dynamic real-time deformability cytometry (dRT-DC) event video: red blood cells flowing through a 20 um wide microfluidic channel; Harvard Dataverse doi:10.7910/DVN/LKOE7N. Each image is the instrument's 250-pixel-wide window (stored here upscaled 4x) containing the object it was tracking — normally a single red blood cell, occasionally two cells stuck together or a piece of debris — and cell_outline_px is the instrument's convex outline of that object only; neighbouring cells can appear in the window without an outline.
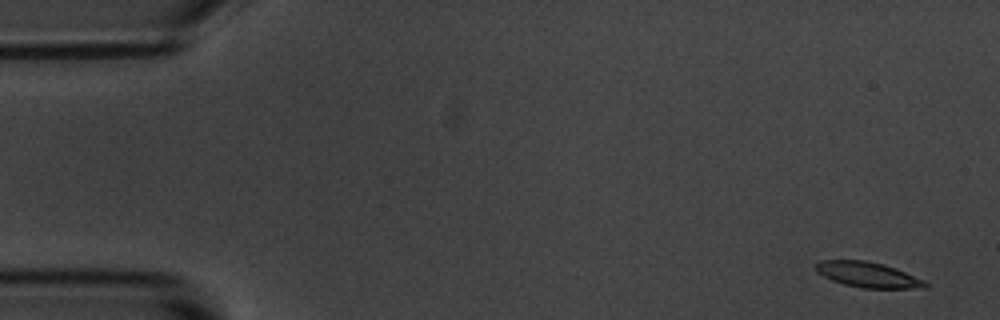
{"species": "common noctule bat (a hibernating species)", "species_latin": "Nyctalus noctula", "temperature_condition": "room temperature", "stored_images_in_passage": 5, "segment_of_instrument_passage": [1, 2], "camera_frame_rate_fps": 3000, "um_per_image_px": 0.085, "animal": {"sex": "male", "body_mass_g": 20.1, "forearm_length_mm": 53.5}, "frame": {"image": 1, "passage_image": 1, "time_ms": 0.0, "image_size_px": [1000, 320], "cell_outline_px": [[928, 288], [864, 288], [844, 284], [832, 280], [816, 272], [812, 268], [812, 264], [820, 260], [864, 260], [896, 268], [924, 280], [928, 284]], "centroid_in_image_um": [73.71, 23.34], "position_along_channel_um": 11.3, "area_um2": 16.24}}
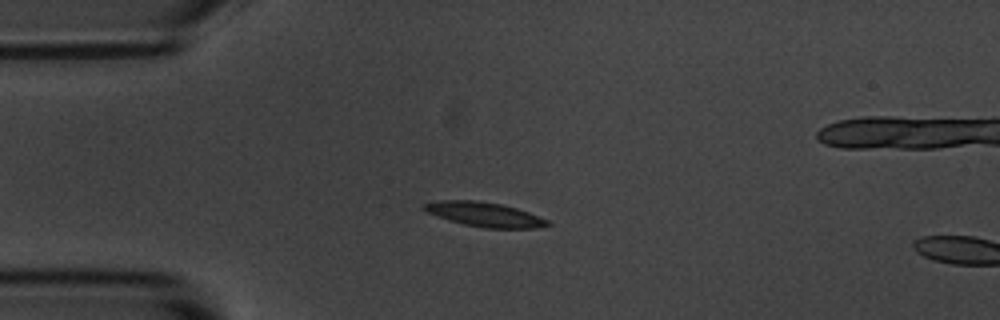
{"frame": {"image": 2, "passage_image": 4, "time_ms": 3.667, "image_size_px": [1000, 320], "cell_outline_px": [[552, 224], [536, 228], [484, 228], [464, 224], [448, 220], [428, 212], [420, 208], [420, 204], [440, 200], [476, 200], [500, 204], [516, 208], [528, 212], [548, 220]], "centroid_in_image_um": [41.15, 18.22], "position_along_channel_um": 43.9, "area_um2": 17.57}}